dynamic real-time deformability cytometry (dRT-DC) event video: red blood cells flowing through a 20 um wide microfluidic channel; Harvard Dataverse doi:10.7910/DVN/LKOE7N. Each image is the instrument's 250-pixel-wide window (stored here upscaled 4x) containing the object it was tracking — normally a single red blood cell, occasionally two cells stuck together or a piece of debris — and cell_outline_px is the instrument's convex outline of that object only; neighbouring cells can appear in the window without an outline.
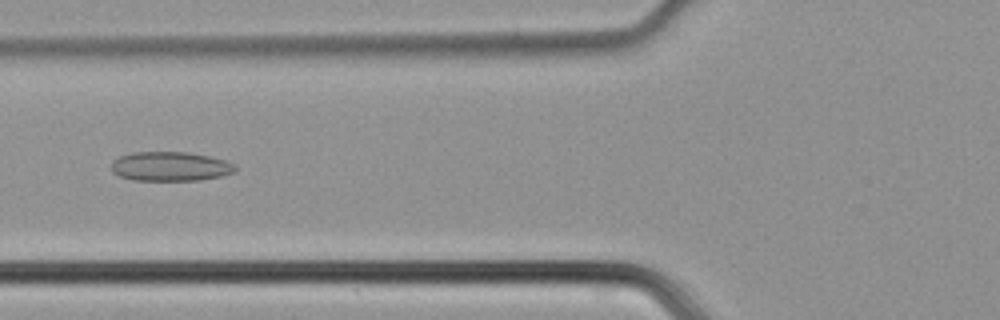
{"species": "common noctule bat (a hibernating species)", "species_latin": "Nyctalus noctula", "temperature_condition": "cold", "stored_images_in_passage": 46, "camera_frame_rate_fps": 3000, "um_per_image_px": 0.085, "animal": {"sex": "male", "body_mass_g": 21.5, "forearm_length_mm": 52.0}, "frame": {"image": 1, "passage_image": 18, "time_ms": 5.667, "image_size_px": [1000, 320], "cell_outline_px": [[236, 172], [220, 176], [200, 180], [132, 180], [120, 176], [112, 172], [112, 160], [120, 156], [132, 152], [188, 152], [208, 156], [224, 160], [236, 164]], "centroid_in_image_um": [14.48, 14.14], "position_along_channel_um": 111.3, "area_um2": 21.21}}
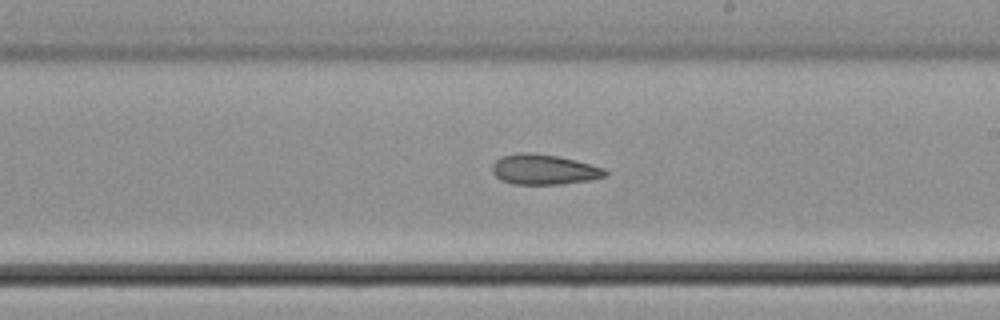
{"frame": {"image": 2, "passage_image": 27, "time_ms": 8.667, "image_size_px": [1000, 320], "cell_outline_px": [[608, 172], [604, 176], [592, 180], [560, 184], [512, 184], [500, 180], [492, 172], [492, 164], [500, 156], [520, 152], [524, 152], [556, 156], [576, 160], [604, 168]], "centroid_in_image_um": [46.2, 14.41], "position_along_channel_um": 242.8, "area_um2": 19.88}}
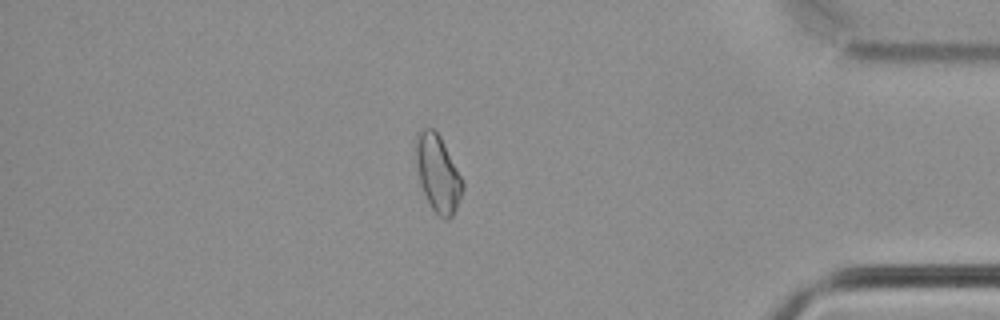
{"frame": {"image": 3, "passage_image": 40, "time_ms": 13.0, "image_size_px": [1000, 320], "cell_outline_px": [[464, 188], [456, 208], [452, 216], [448, 220], [440, 216], [432, 208], [420, 184], [416, 164], [416, 132], [420, 128], [432, 128], [440, 136], [464, 180]], "centroid_in_image_um": [37.22, 14.71], "position_along_channel_um": 398.0, "area_um2": 20.87}}